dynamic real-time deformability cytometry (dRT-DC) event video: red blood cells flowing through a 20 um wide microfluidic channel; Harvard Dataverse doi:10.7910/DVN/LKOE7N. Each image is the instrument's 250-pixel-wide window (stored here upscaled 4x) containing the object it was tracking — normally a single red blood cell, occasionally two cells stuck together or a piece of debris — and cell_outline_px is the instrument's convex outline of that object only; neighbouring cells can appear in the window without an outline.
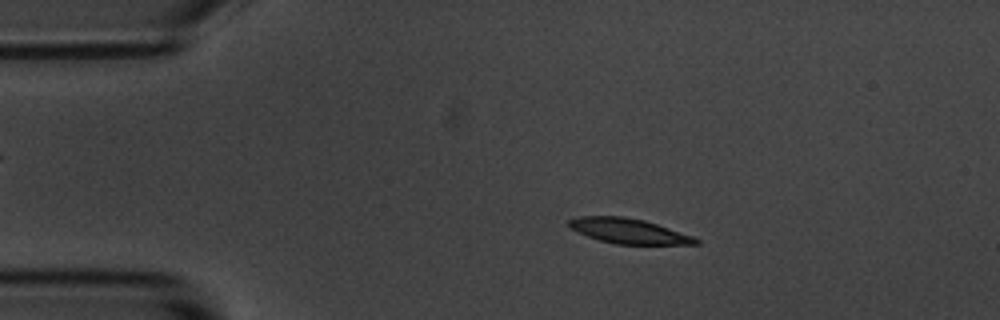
{"species": "common noctule bat (a hibernating species)", "species_latin": "Nyctalus noctula", "temperature_condition": "room temperature", "stored_images_in_passage": 54, "camera_frame_rate_fps": 3000, "um_per_image_px": 0.085, "animal": {"sex": "male", "body_mass_g": 20.1, "forearm_length_mm": 53.5}, "frame": {"image": 1, "passage_image": 9, "time_ms": 2.667, "image_size_px": [1000, 320], "cell_outline_px": [[700, 244], [616, 244], [600, 240], [588, 236], [572, 228], [568, 224], [568, 220], [580, 216], [624, 216], [644, 220], [692, 236], [700, 240]], "centroid_in_image_um": [53.44, 19.63], "position_along_channel_um": 31.6, "area_um2": 18.15}}
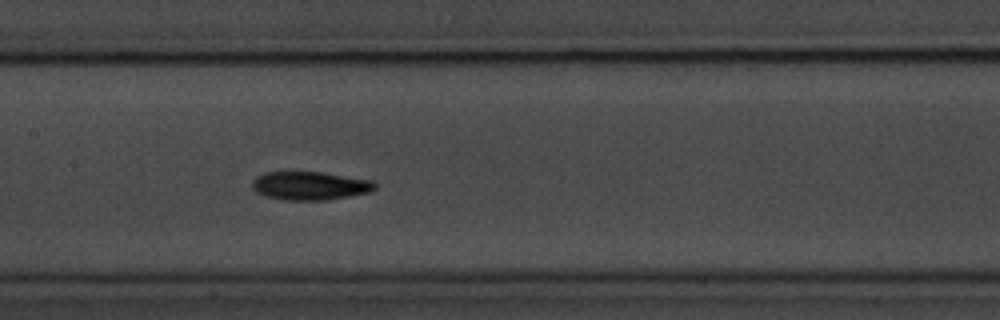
{"frame": {"image": 2, "passage_image": 25, "time_ms": 8.0, "image_size_px": [1000, 320], "cell_outline_px": [[376, 188], [368, 192], [348, 196], [324, 200], [284, 200], [264, 196], [256, 192], [252, 188], [252, 180], [256, 176], [264, 172], [324, 172], [376, 180]], "centroid_in_image_um": [26.35, 15.77], "position_along_channel_um": 181.1, "area_um2": 20.58}}
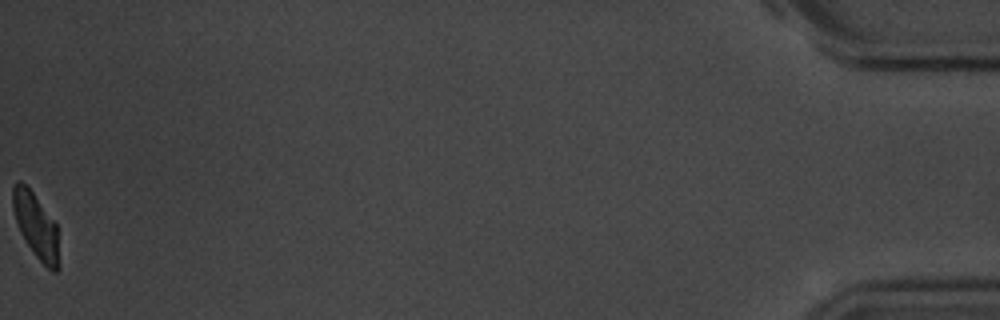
{"frame": {"image": 3, "passage_image": 54, "time_ms": 17.667, "image_size_px": [1000, 320], "cell_outline_px": [[60, 268], [56, 272], [52, 272], [36, 256], [20, 232], [12, 208], [12, 188], [20, 180], [32, 192], [56, 224], [60, 264]], "centroid_in_image_um": [3.07, 19.23], "position_along_channel_um": 432.1, "area_um2": 17.22}, "authors_computed_cell_mechanics": {"area_um2": 19.2474, "velocity_mm_per_s": 3.638, "shape_relaxation_time_tau1_ms": 4.1985, "shape_relaxation_time_tau2_ms": 7.4814, "deformation_change_tau1": 0.1523, "deformation_change_tau2": 0.1413}}